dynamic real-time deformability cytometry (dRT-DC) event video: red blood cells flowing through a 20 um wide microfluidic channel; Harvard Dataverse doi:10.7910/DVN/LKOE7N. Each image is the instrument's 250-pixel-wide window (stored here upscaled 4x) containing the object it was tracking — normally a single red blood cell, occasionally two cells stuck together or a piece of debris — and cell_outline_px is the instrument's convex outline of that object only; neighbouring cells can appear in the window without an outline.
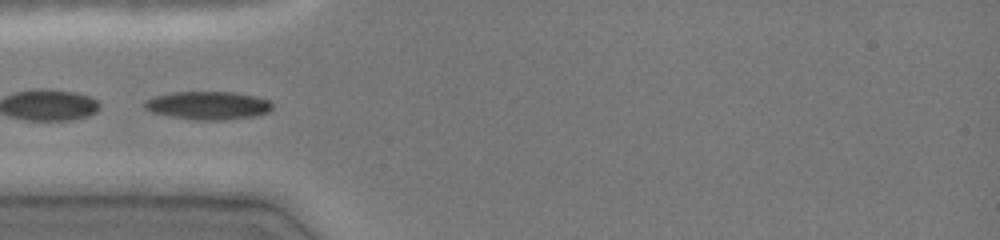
{"species": "common noctule bat (a hibernating species)", "species_latin": "Nyctalus noctula", "temperature_condition": "cold", "stored_images_in_passage": 36, "camera_frame_rate_fps": 3000, "um_per_image_px": 0.085, "animal": {"sex": "female", "body_mass_g": 19.0, "forearm_length_mm": 51.5}, "frame": {"image": 1, "passage_image": 14, "time_ms": 4.333, "image_size_px": [1000, 240], "cell_outline_px": [[272, 108], [268, 112], [256, 116], [224, 120], [196, 120], [168, 116], [152, 112], [144, 108], [144, 100], [156, 96], [172, 92], [236, 92], [256, 96], [268, 100], [272, 104]], "centroid_in_image_um": [17.68, 8.96], "position_along_channel_um": 67.3, "area_um2": 21.1}}